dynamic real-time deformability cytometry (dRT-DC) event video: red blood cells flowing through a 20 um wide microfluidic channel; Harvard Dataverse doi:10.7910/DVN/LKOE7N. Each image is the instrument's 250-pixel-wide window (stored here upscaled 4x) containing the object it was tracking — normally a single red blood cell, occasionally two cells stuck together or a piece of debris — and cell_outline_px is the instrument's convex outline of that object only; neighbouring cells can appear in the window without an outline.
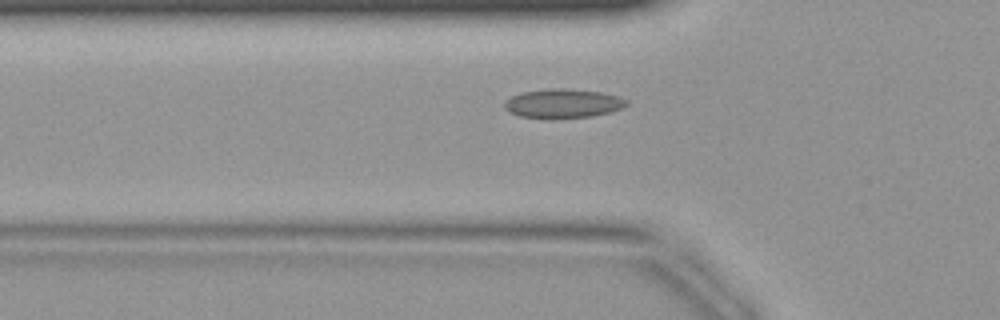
{"species": "common noctule bat (a hibernating species)", "species_latin": "Nyctalus noctula", "temperature_condition": "warm", "stored_images_in_passage": 32, "camera_frame_rate_fps": 3000, "um_per_image_px": 0.085, "animal": {"sex": "female", "body_mass_g": 19.9}, "frame": {"image": 1, "passage_image": 6, "time_ms": 1.667, "image_size_px": [1000, 320], "cell_outline_px": [[628, 104], [620, 108], [608, 112], [592, 116], [556, 120], [548, 120], [520, 116], [508, 112], [504, 108], [504, 100], [520, 92], [552, 88], [560, 88], [600, 92], [616, 96], [628, 100]], "centroid_in_image_um": [47.77, 8.82], "position_along_channel_um": 78.0, "area_um2": 21.04}}
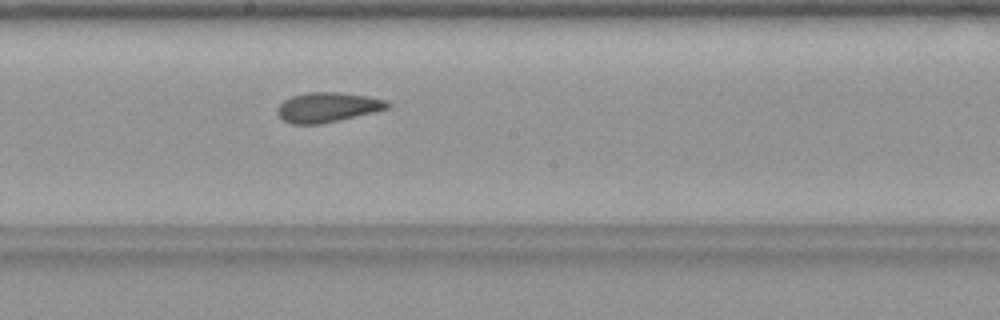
{"frame": {"image": 2, "passage_image": 15, "time_ms": 4.667, "image_size_px": [1000, 320], "cell_outline_px": [[388, 108], [340, 120], [320, 124], [292, 124], [280, 120], [276, 112], [276, 108], [284, 100], [292, 96], [308, 92], [336, 92], [368, 96], [384, 100], [388, 104]], "centroid_in_image_um": [27.75, 9.13], "position_along_channel_um": 220.5, "area_um2": 19.02}}
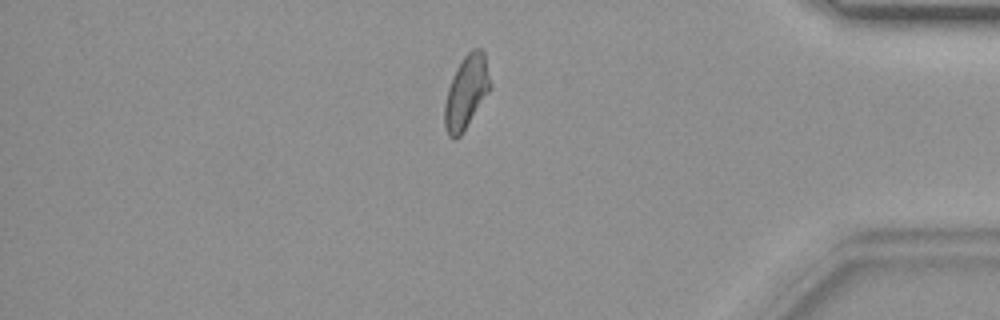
{"frame": {"image": 3, "passage_image": 28, "time_ms": 9.0, "image_size_px": [1000, 320], "cell_outline_px": [[492, 88], [460, 136], [456, 140], [452, 140], [448, 136], [444, 128], [444, 104], [448, 88], [452, 76], [456, 68], [464, 56], [472, 48], [480, 48], [484, 52], [492, 84]], "centroid_in_image_um": [39.63, 7.84], "position_along_channel_um": 395.6, "area_um2": 19.77}}